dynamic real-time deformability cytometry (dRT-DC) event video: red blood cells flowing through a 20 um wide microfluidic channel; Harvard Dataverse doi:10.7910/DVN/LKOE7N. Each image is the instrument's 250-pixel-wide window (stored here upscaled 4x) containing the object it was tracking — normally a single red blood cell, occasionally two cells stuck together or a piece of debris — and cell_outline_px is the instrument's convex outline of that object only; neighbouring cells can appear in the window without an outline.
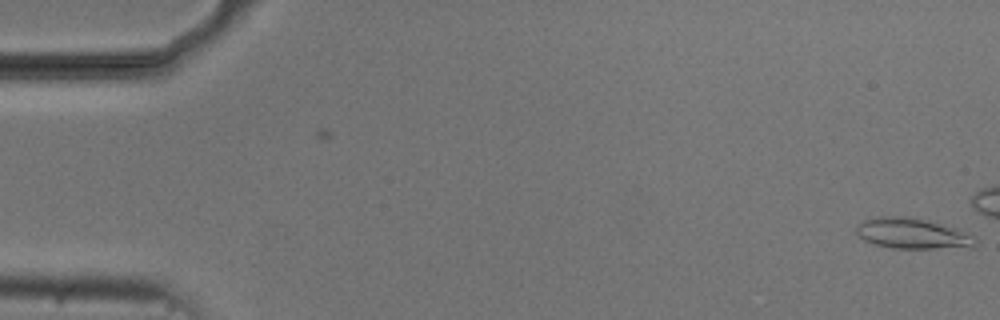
{"species": "common noctule bat (a hibernating species)", "species_latin": "Nyctalus noctula", "temperature_condition": "cold", "stored_images_in_passage": 4, "camera_frame_rate_fps": 3000, "um_per_image_px": 0.085, "animal": {"sex": "male", "body_mass_g": 20.5, "forearm_length_mm": 52.5}, "frame": {"image": 1, "passage_image": 4, "time_ms": 1.0, "image_size_px": [1000, 320], "cell_outline_px": [[976, 244], [972, 248], [892, 248], [872, 244], [864, 240], [856, 232], [856, 228], [864, 220], [876, 216], [908, 216], [924, 220], [976, 236]], "centroid_in_image_um": [77.53, 19.87], "position_along_channel_um": 7.5, "area_um2": 20.98}}